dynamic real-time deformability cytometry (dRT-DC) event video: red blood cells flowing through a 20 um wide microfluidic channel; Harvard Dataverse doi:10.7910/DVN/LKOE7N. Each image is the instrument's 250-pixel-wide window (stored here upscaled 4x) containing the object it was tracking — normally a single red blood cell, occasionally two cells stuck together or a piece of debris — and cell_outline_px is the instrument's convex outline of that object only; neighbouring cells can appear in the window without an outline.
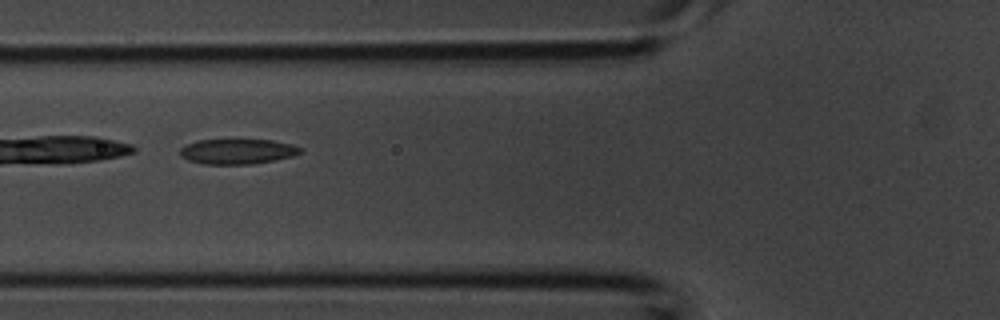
{"species": "common noctule bat (a hibernating species)", "species_latin": "Nyctalus noctula", "temperature_condition": "room temperature", "stored_images_in_passage": 3, "camera_frame_rate_fps": 3000, "um_per_image_px": 0.085, "animal": {"sex": "male", "body_mass_g": 20.1, "forearm_length_mm": 53.5}, "frame": {"image": 1, "passage_image": 2, "time_ms": 0.333, "image_size_px": [1000, 320], "cell_outline_px": [[304, 152], [292, 156], [252, 164], [204, 164], [188, 160], [180, 156], [180, 148], [184, 144], [196, 140], [236, 136], [272, 140], [292, 144], [304, 148]], "centroid_in_image_um": [20.16, 12.8], "position_along_channel_um": 105.6, "area_um2": 18.84}}
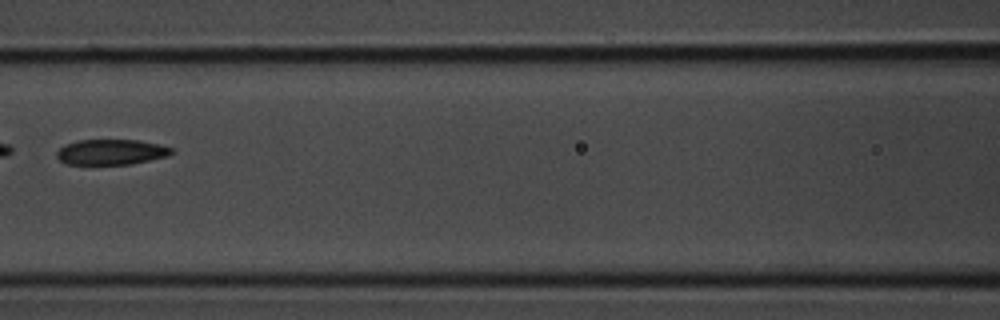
{"frame": {"image": 2, "passage_image": 3, "time_ms": 0.667, "image_size_px": [1000, 320], "cell_outline_px": [[176, 152], [168, 156], [132, 164], [64, 164], [56, 156], [56, 152], [64, 144], [80, 140], [140, 140], [160, 144], [172, 148]], "centroid_in_image_um": [9.47, 12.92], "position_along_channel_um": 157.1, "area_um2": 17.17}}